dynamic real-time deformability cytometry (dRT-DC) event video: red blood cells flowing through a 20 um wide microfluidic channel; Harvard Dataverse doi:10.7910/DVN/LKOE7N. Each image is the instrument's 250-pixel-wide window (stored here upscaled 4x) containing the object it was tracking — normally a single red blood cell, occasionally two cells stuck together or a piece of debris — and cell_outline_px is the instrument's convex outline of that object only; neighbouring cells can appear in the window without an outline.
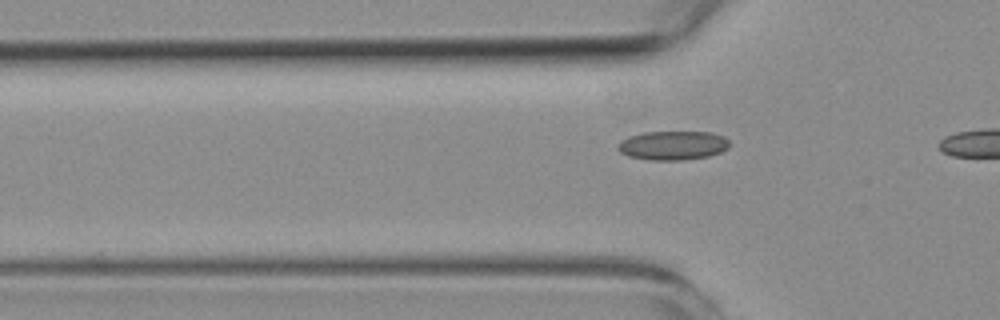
{"species": "common noctule bat (a hibernating species)", "species_latin": "Nyctalus noctula", "temperature_condition": "room temperature", "stored_images_in_passage": 3, "segment_of_instrument_passage": [2, 2], "camera_frame_rate_fps": 3000, "um_per_image_px": 0.085, "animal": {"sex": "female", "body_mass_g": 19.3, "forearm_length_mm": 54.1}, "frame": {"image": 1, "passage_image": 3, "time_ms": 2.667, "image_size_px": [1000, 320], "cell_outline_px": [[728, 148], [720, 152], [708, 156], [684, 160], [648, 160], [628, 156], [620, 152], [616, 148], [620, 140], [628, 136], [644, 132], [712, 132], [724, 136], [728, 140]], "centroid_in_image_um": [57.16, 12.36], "position_along_channel_um": 68.6, "area_um2": 19.02}}